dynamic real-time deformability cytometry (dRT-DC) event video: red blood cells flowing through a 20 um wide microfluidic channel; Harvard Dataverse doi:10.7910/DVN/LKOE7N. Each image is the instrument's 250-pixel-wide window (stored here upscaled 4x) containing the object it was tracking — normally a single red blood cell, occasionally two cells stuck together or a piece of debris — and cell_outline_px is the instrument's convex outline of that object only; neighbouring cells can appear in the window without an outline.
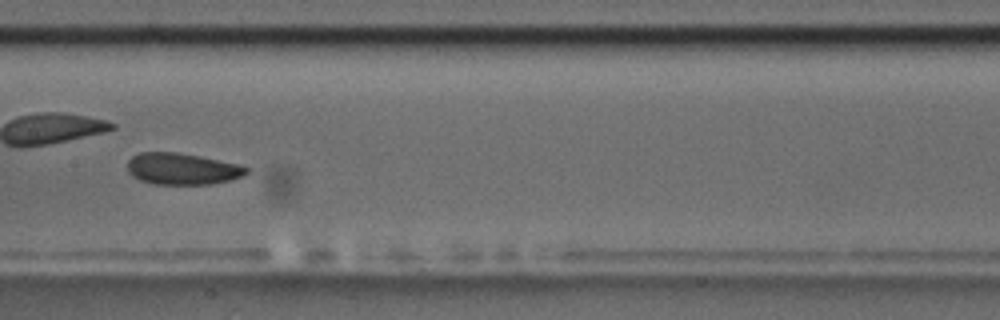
{"species": "common noctule bat (a hibernating species)", "species_latin": "Nyctalus noctula", "temperature_condition": "room temperature", "stored_images_in_passage": 40, "camera_frame_rate_fps": 3000, "um_per_image_px": 0.085, "animal": {"sex": "male", "body_mass_g": 17.5, "forearm_length_mm": 52.3}, "frame": {"image": 1, "passage_image": 20, "time_ms": 6.333, "image_size_px": [1000, 320], "cell_outline_px": [[248, 172], [244, 176], [232, 180], [212, 184], [152, 184], [140, 180], [132, 176], [128, 172], [128, 160], [132, 156], [140, 152], [176, 152], [200, 156], [240, 164], [248, 168]], "centroid_in_image_um": [15.5, 14.35], "position_along_channel_um": 191.9, "area_um2": 22.08}, "authors_computed_cell_mechanics": {"area_um2": 21.7906, "velocity_mm_per_s": 3.6169, "shape_relaxation_time_tau1_ms": 2.9408, "shape_relaxation_time_tau2_ms": 2.8712, "deformation_change_tau1": 0.0696, "deformation_change_tau2": 0.0737}}